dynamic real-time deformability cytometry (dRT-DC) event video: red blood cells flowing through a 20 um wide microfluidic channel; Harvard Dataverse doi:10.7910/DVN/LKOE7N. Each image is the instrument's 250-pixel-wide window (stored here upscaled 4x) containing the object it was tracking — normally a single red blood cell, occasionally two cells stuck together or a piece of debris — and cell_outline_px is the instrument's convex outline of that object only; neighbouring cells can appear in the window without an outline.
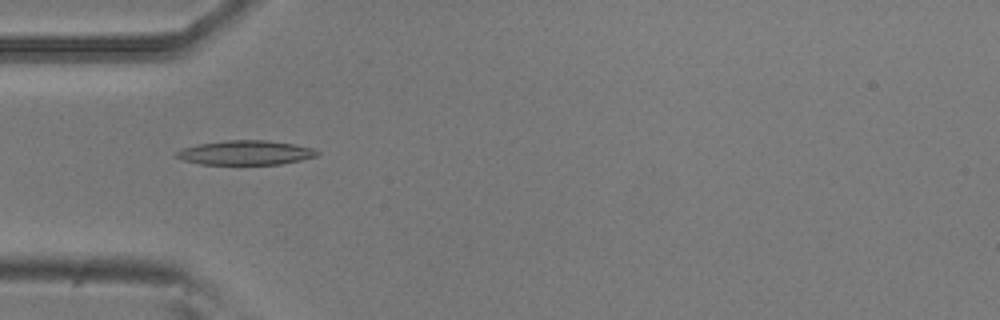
{"species": "common noctule bat (a hibernating species)", "species_latin": "Nyctalus noctula", "temperature_condition": "room temperature", "stored_images_in_passage": 38, "camera_frame_rate_fps": 3000, "um_per_image_px": 0.085, "animal": {"sex": "male", "body_mass_g": 20.5, "forearm_length_mm": 52.5}, "frame": {"image": 1, "passage_image": 1, "time_ms": 0.0, "image_size_px": [1000, 320], "cell_outline_px": [[320, 152], [316, 156], [300, 160], [280, 164], [200, 164], [180, 160], [176, 156], [176, 152], [180, 148], [200, 144], [228, 140], [264, 140], [292, 144], [312, 148]], "centroid_in_image_um": [20.82, 12.98], "position_along_channel_um": 64.2, "area_um2": 19.83}}
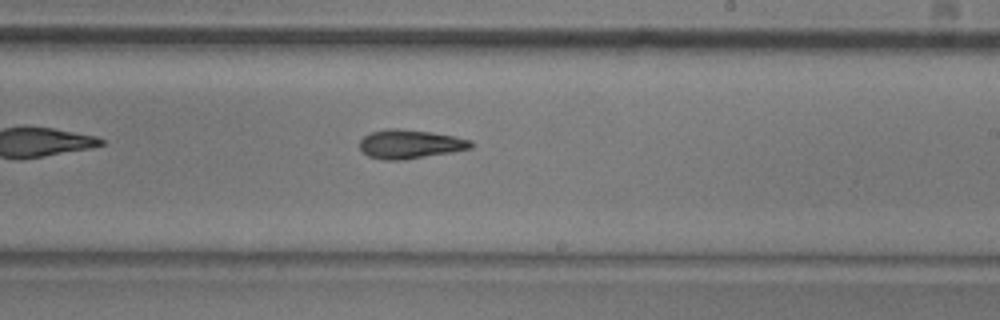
{"frame": {"image": 2, "passage_image": 16, "time_ms": 5.0, "image_size_px": [1000, 320], "cell_outline_px": [[472, 148], [452, 152], [404, 160], [384, 160], [368, 156], [360, 148], [360, 140], [364, 136], [372, 132], [388, 128], [396, 128], [432, 132], [472, 140]], "centroid_in_image_um": [34.85, 12.25], "position_along_channel_um": 254.2, "area_um2": 18.67}}
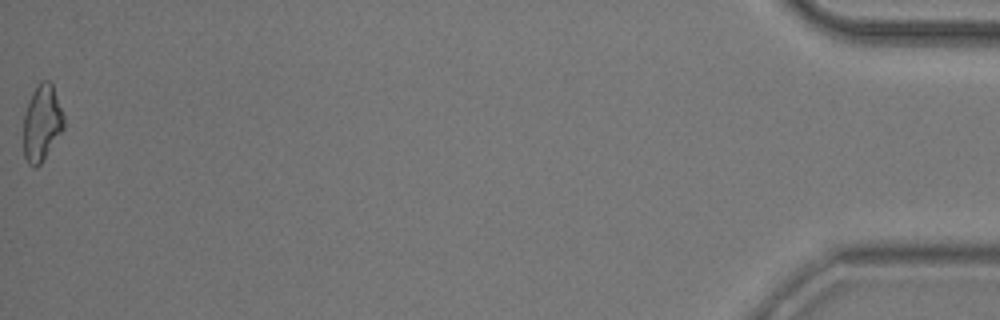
{"frame": {"image": 3, "passage_image": 38, "time_ms": 12.333, "image_size_px": [1000, 320], "cell_outline_px": [[64, 128], [40, 164], [36, 168], [28, 164], [24, 156], [24, 116], [32, 92], [40, 80], [48, 80], [52, 84], [64, 116]], "centroid_in_image_um": [3.56, 10.45], "position_along_channel_um": 431.6, "area_um2": 17.69}, "authors_computed_cell_mechanics": {"area_um2": 18.2937, "velocity_mm_per_s": 3.7915, "shape_relaxation_time_tau1_ms": 6.7546, "shape_relaxation_time_tau2_ms": 6.3934, "deformation_change_tau1": 0.2072, "deformation_change_tau2": 0.1564}}